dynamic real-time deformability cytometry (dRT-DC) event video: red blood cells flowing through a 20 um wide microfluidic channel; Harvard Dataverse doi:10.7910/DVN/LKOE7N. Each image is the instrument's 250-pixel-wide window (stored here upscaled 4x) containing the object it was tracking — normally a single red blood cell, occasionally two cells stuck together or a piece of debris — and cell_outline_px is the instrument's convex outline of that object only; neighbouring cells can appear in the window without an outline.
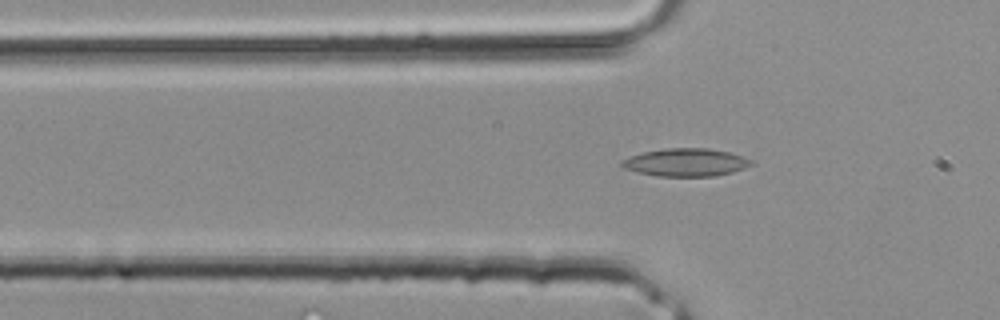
{"species": "common noctule bat (a hibernating species)", "species_latin": "Nyctalus noctula", "temperature_condition": "room temperature", "stored_images_in_passage": 3, "camera_frame_rate_fps": 3000, "um_per_image_px": 0.085, "animal": {"sex": "male", "body_mass_g": 20.4}, "frame": {"image": 1, "passage_image": 3, "time_ms": 0.667, "image_size_px": [1000, 320], "cell_outline_px": [[756, 164], [732, 172], [716, 176], [656, 176], [624, 168], [620, 164], [624, 160], [632, 156], [644, 152], [664, 148], [708, 148], [728, 152], [752, 160]], "centroid_in_image_um": [58.34, 13.8], "position_along_channel_um": 67.5, "area_um2": 20.81}}